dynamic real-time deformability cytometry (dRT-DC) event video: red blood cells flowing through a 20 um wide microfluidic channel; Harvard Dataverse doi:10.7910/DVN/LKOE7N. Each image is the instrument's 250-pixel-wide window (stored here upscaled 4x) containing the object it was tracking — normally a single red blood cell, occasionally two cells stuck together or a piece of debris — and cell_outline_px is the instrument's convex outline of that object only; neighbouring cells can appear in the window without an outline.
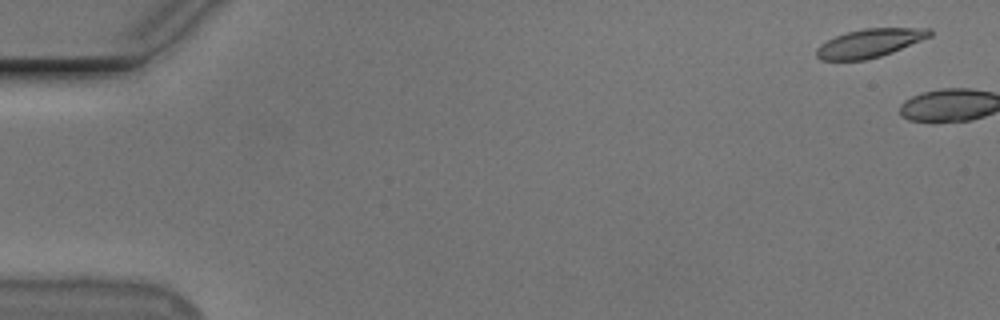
{"species": "Egyptian fruit bat (a non-hibernating species)", "species_latin": "Rousettus aegyptiacus", "temperature_condition": "cold", "stored_images_in_passage": 2, "camera_frame_rate_fps": 3000, "um_per_image_px": 0.085, "animal": {"sex": "male"}, "frame": {"image": 1, "passage_image": 1, "time_ms": 0.0, "image_size_px": [1000, 320], "cell_outline_px": [[932, 36], [892, 52], [880, 56], [864, 60], [820, 60], [816, 56], [816, 48], [820, 44], [844, 32], [864, 28], [932, 28]], "centroid_in_image_um": [73.92, 3.65], "position_along_channel_um": 11.1, "area_um2": 18.84}}